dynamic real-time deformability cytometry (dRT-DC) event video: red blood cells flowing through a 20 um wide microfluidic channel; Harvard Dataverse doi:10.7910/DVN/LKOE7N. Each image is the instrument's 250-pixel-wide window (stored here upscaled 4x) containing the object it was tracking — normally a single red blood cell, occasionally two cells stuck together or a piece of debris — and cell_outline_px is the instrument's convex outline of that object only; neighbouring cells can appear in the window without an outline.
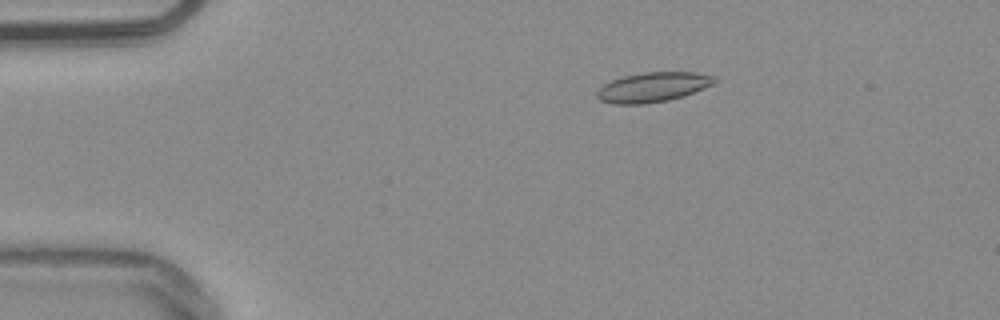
{"species": "common noctule bat (a hibernating species)", "species_latin": "Nyctalus noctula", "temperature_condition": "warm", "stored_images_in_passage": 54, "camera_frame_rate_fps": 3000, "um_per_image_px": 0.085, "animal": {"sex": "male", "body_mass_g": 20.4}, "frame": {"image": 1, "passage_image": 10, "time_ms": 3.0, "image_size_px": [1000, 320], "cell_outline_px": [[716, 80], [712, 84], [704, 88], [684, 96], [668, 100], [644, 104], [612, 104], [600, 100], [596, 96], [596, 92], [604, 84], [612, 80], [624, 76], [644, 72], [696, 72], [716, 76]], "centroid_in_image_um": [55.49, 7.41], "position_along_channel_um": 29.5, "area_um2": 20.35}}
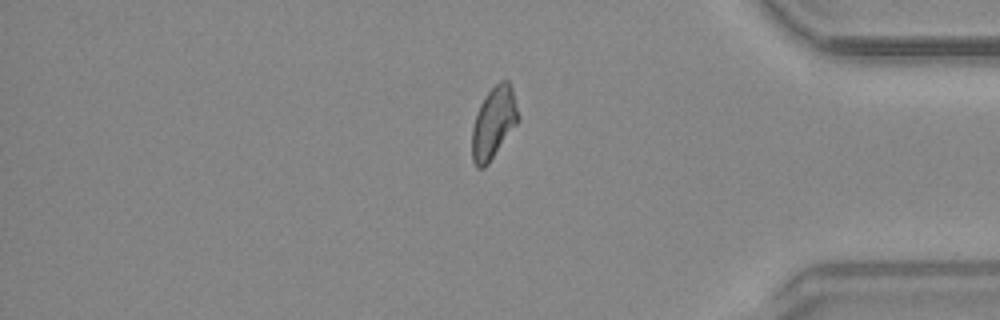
{"frame": {"image": 2, "passage_image": 45, "time_ms": 14.667, "image_size_px": [1000, 320], "cell_outline_px": [[520, 116], [516, 124], [488, 164], [484, 168], [476, 168], [472, 160], [472, 128], [480, 104], [488, 92], [500, 80], [508, 80], [512, 88]], "centroid_in_image_um": [41.95, 10.44], "position_along_channel_um": 393.2, "area_um2": 19.07}}
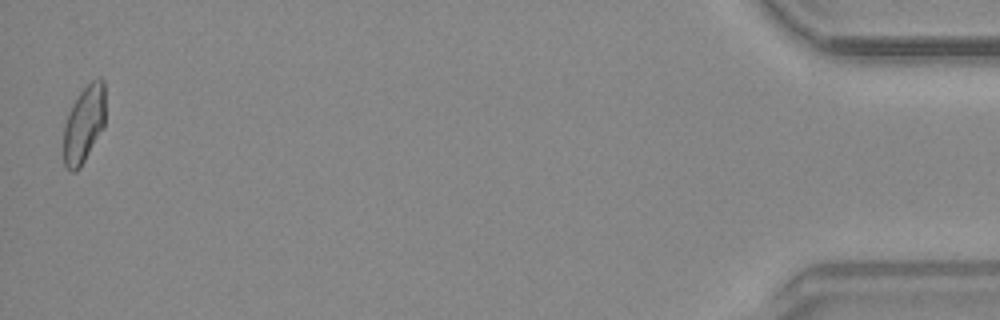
{"frame": {"image": 3, "passage_image": 53, "time_ms": 17.333, "image_size_px": [1000, 320], "cell_outline_px": [[104, 128], [80, 168], [76, 172], [72, 172], [64, 164], [64, 124], [68, 112], [72, 104], [80, 92], [92, 80], [100, 76], [104, 80]], "centroid_in_image_um": [7.14, 10.55], "position_along_channel_um": 428.1, "area_um2": 18.84}, "authors_computed_cell_mechanics": {"area_um2": 19.1607, "velocity_mm_per_s": 3.8197, "shape_relaxation_time_tau1_ms": null, "shape_relaxation_time_tau2_ms": 3.165, "deformation_change_tau1": null, "deformation_change_tau2": 0.0964}}